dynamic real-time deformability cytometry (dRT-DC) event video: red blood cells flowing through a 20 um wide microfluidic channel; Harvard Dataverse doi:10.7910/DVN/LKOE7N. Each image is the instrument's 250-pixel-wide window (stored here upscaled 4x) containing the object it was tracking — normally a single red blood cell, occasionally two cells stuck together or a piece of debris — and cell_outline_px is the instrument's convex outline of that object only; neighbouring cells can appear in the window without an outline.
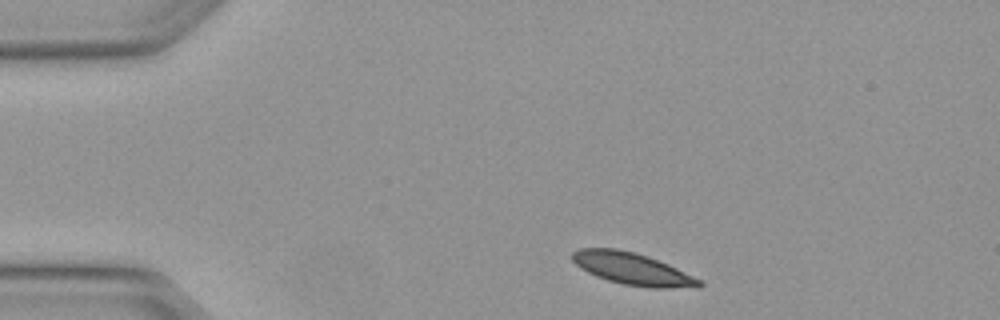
{"species": "Egyptian fruit bat (a non-hibernating species)", "species_latin": "Rousettus aegyptiacus", "temperature_condition": "warm", "stored_images_in_passage": 3, "camera_frame_rate_fps": 3000, "um_per_image_px": 0.085, "animal": {"sex": "female"}, "frame": {"image": 1, "passage_image": 1, "time_ms": 0.0, "image_size_px": [1000, 320], "cell_outline_px": [[704, 284], [700, 288], [652, 288], [624, 284], [608, 280], [596, 276], [580, 268], [572, 260], [572, 252], [580, 248], [616, 248], [636, 252], [648, 256], [668, 264], [704, 280]], "centroid_in_image_um": [53.82, 22.86], "position_along_channel_um": 31.2, "area_um2": 23.99}}
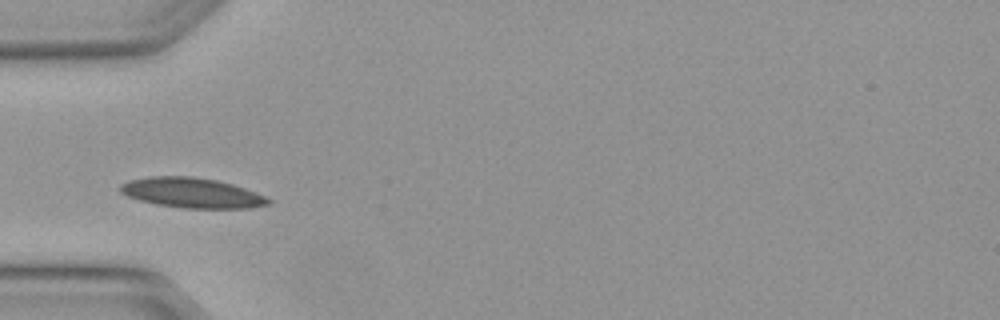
{"frame": {"image": 2, "passage_image": 3, "time_ms": 0.667, "image_size_px": [1000, 320], "cell_outline_px": [[272, 200], [268, 204], [248, 208], [184, 208], [156, 204], [140, 200], [128, 196], [120, 192], [120, 184], [128, 180], [148, 176], [192, 176], [216, 180], [232, 184], [256, 192]], "centroid_in_image_um": [16.28, 16.38], "position_along_channel_um": 68.7, "area_um2": 25.84}}